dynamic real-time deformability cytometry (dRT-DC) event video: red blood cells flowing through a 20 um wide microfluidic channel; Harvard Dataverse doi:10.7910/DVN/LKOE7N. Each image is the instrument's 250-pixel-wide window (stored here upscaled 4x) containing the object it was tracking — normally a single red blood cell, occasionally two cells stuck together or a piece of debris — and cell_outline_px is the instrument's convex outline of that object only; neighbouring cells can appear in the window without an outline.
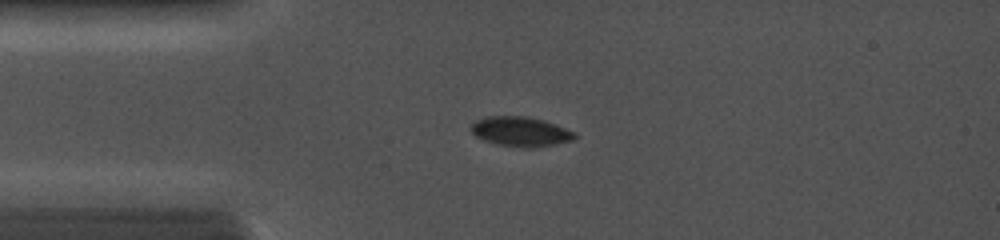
{"species": "common noctule bat (a hibernating species)", "species_latin": "Nyctalus noctula", "temperature_condition": "cold", "stored_images_in_passage": 5, "camera_frame_rate_fps": 5000, "um_per_image_px": 0.085, "animal": {"sex": "female", "body_mass_g": 19.0, "forearm_length_mm": 56.7}, "frame": {"image": 1, "passage_image": 4, "time_ms": 2.4, "image_size_px": [1000, 240], "cell_outline_px": [[576, 136], [572, 140], [556, 144], [532, 148], [524, 148], [496, 144], [484, 140], [476, 136], [468, 128], [476, 120], [484, 116], [524, 116], [544, 120], [556, 124], [576, 132]], "centroid_in_image_um": [44.24, 11.18], "position_along_channel_um": 40.8, "area_um2": 18.09}}